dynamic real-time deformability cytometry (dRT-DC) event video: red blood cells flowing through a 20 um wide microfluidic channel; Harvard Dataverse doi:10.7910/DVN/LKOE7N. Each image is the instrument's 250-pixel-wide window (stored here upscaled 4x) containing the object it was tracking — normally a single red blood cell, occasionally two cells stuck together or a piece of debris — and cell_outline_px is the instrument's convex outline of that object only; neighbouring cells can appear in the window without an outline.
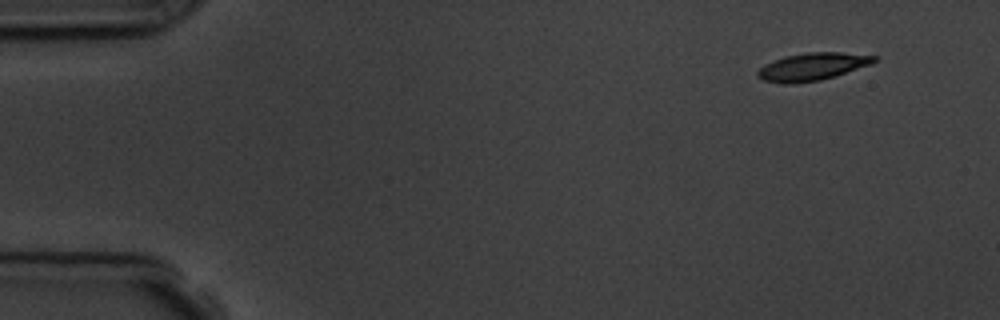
{"species": "common noctule bat (a hibernating species)", "species_latin": "Nyctalus noctula", "temperature_condition": "room temperature", "stored_images_in_passage": 4, "camera_frame_rate_fps": 3000, "um_per_image_px": 0.085, "animal": {"sex": "male", "body_mass_g": 19.5, "forearm_length_mm": 54.6}, "frame": {"image": 1, "passage_image": 1, "time_ms": 0.0, "image_size_px": [1000, 320], "cell_outline_px": [[880, 60], [872, 64], [836, 76], [820, 80], [792, 84], [784, 84], [764, 80], [756, 76], [756, 72], [764, 64], [784, 56], [808, 52], [840, 52], [880, 56]], "centroid_in_image_um": [69.09, 5.66], "position_along_channel_um": 15.9, "area_um2": 19.02}}
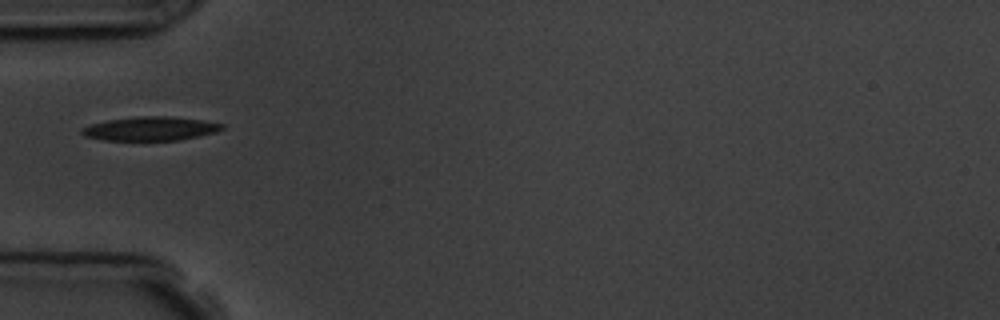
{"frame": {"image": 2, "passage_image": 4, "time_ms": 4.333, "image_size_px": [1000, 320], "cell_outline_px": [[224, 128], [216, 132], [200, 136], [176, 140], [104, 140], [84, 136], [80, 132], [80, 128], [92, 124], [108, 120], [136, 116], [168, 116], [204, 120], [224, 124]], "centroid_in_image_um": [12.79, 10.93], "position_along_channel_um": 72.2, "area_um2": 19.54}}